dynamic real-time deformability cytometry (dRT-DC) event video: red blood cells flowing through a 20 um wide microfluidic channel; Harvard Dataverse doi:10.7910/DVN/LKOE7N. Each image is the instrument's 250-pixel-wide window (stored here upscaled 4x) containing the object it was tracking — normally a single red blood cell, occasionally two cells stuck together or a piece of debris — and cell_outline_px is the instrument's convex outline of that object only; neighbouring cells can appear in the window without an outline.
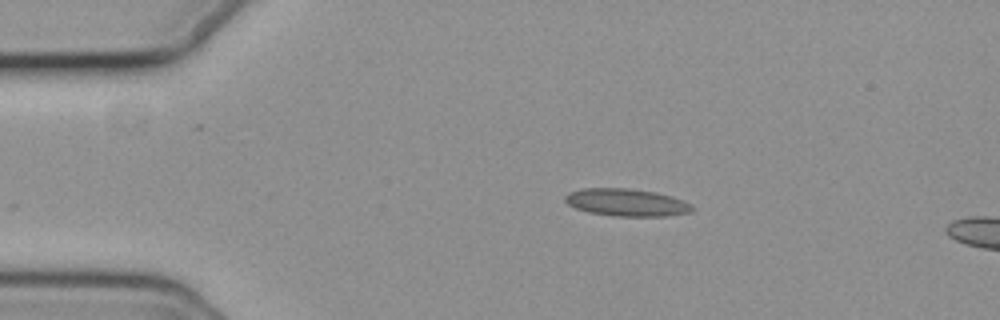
{"species": "common noctule bat (a hibernating species)", "species_latin": "Nyctalus noctula", "temperature_condition": "cold", "stored_images_in_passage": 14, "camera_frame_rate_fps": 3000, "um_per_image_px": 0.085, "animal": {"sex": "female", "body_mass_g": 19.3, "forearm_length_mm": 54.1}, "frame": {"image": 1, "passage_image": 10, "time_ms": 3.0, "image_size_px": [1000, 320], "cell_outline_px": [[696, 208], [692, 212], [664, 216], [616, 216], [588, 212], [576, 208], [568, 204], [564, 200], [564, 196], [568, 192], [580, 188], [628, 188], [656, 192], [672, 196], [692, 204]], "centroid_in_image_um": [53.26, 17.2], "position_along_channel_um": 31.7, "area_um2": 20.52}}